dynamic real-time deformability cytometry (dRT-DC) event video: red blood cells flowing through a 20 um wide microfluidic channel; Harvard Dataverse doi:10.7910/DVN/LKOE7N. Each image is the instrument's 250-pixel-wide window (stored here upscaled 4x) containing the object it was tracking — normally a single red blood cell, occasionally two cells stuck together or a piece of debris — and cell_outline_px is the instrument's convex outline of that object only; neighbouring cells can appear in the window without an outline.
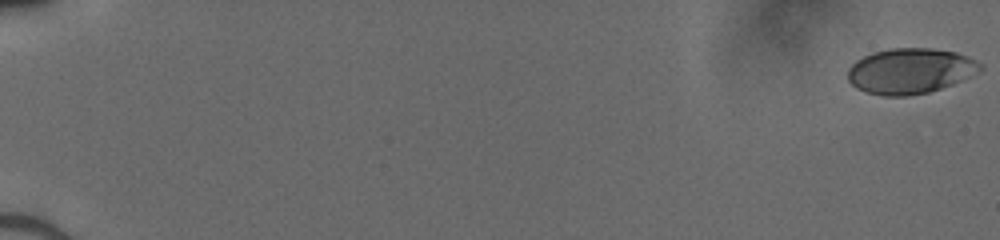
{"species": "human", "species_latin": "Homo sapiens", "temperature_condition": "cold", "stored_images_in_passage": 52, "camera_frame_rate_fps": 3000, "um_per_image_px": 0.085, "donor": {"sex": "male"}, "frame": {"image": 1, "passage_image": 1, "time_ms": 0.0, "image_size_px": [1000, 240], "cell_outline_px": [[984, 68], [980, 72], [952, 84], [928, 92], [908, 96], [884, 96], [868, 92], [856, 88], [848, 80], [848, 68], [856, 60], [872, 52], [888, 48], [932, 48], [956, 52], [968, 56], [984, 64]], "centroid_in_image_um": [77.39, 6.02], "position_along_channel_um": 7.6, "area_um2": 35.32}}
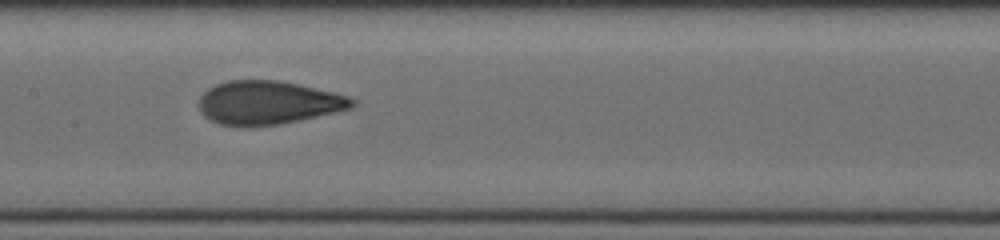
{"frame": {"image": 2, "passage_image": 29, "time_ms": 9.333, "image_size_px": [1000, 240], "cell_outline_px": [[356, 104], [352, 108], [280, 124], [220, 124], [204, 116], [200, 112], [200, 96], [208, 88], [216, 84], [228, 80], [276, 80], [296, 84], [332, 92], [348, 96], [356, 100]], "centroid_in_image_um": [22.8, 8.7], "position_along_channel_um": 184.6, "area_um2": 37.92}}
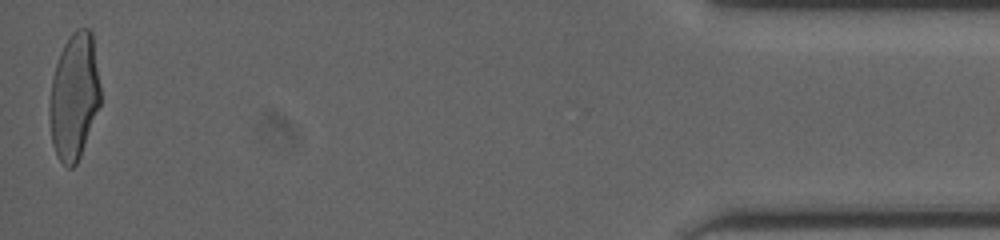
{"frame": {"image": 3, "passage_image": 52, "time_ms": 17.0, "image_size_px": [1000, 240], "cell_outline_px": [[100, 104], [80, 156], [76, 164], [72, 168], [68, 168], [56, 156], [52, 144], [48, 112], [48, 108], [52, 76], [60, 52], [64, 44], [72, 32], [76, 28], [88, 28], [92, 32], [100, 84]], "centroid_in_image_um": [6.28, 8.19], "position_along_channel_um": 428.9, "area_um2": 37.69}}